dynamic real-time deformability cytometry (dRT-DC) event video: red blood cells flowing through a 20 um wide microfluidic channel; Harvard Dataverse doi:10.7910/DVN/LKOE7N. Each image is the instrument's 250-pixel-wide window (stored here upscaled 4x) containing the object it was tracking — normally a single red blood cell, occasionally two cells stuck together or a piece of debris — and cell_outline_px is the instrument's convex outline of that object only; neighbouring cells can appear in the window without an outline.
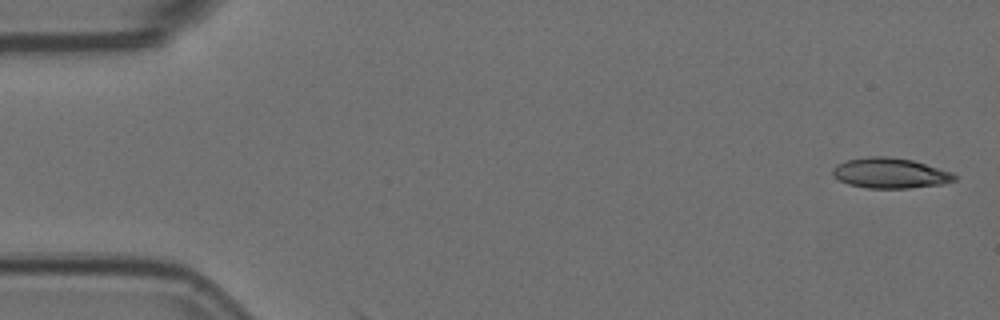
{"species": "Egyptian fruit bat (a non-hibernating species)", "species_latin": "Rousettus aegyptiacus", "temperature_condition": "room temperature", "stored_images_in_passage": 2, "camera_frame_rate_fps": 3000, "um_per_image_px": 0.085, "animal": {"sex": "female"}, "frame": {"image": 1, "passage_image": 1, "time_ms": 0.0, "image_size_px": [1000, 320], "cell_outline_px": [[960, 176], [956, 180], [940, 184], [908, 188], [868, 188], [848, 184], [832, 176], [832, 168], [836, 164], [848, 160], [868, 156], [888, 156], [912, 160], [952, 172]], "centroid_in_image_um": [75.66, 14.71], "position_along_channel_um": 9.3, "area_um2": 21.56}}